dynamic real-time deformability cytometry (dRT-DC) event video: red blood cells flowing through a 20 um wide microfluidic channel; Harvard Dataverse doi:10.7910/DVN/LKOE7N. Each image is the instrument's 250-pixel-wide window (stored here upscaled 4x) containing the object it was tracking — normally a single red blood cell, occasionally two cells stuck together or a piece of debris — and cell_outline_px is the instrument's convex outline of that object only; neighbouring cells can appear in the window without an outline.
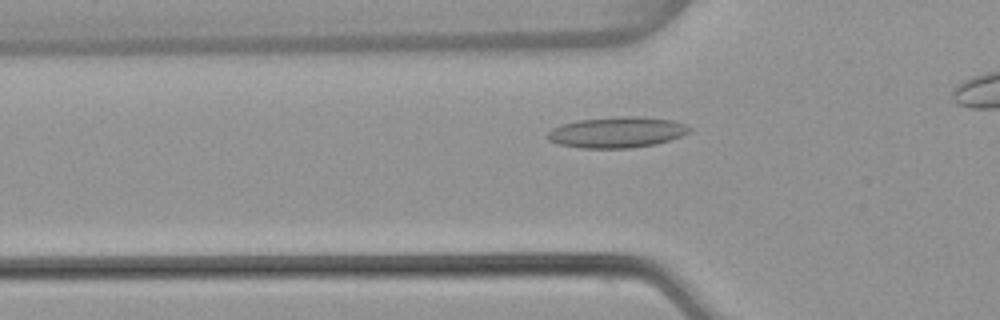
{"species": "common noctule bat (a hibernating species)", "species_latin": "Nyctalus noctula", "temperature_condition": "warm", "stored_images_in_passage": 30, "camera_frame_rate_fps": 3000, "um_per_image_px": 0.085, "animal": {"sex": "female", "body_mass_g": 22.7, "forearm_length_mm": 54.2}, "frame": {"image": 1, "passage_image": 4, "time_ms": 1.0, "image_size_px": [1000, 320], "cell_outline_px": [[692, 128], [688, 132], [680, 136], [656, 144], [632, 148], [580, 148], [560, 144], [548, 140], [544, 136], [552, 128], [560, 124], [580, 120], [620, 116], [640, 116], [672, 120], [684, 124]], "centroid_in_image_um": [52.4, 11.24], "position_along_channel_um": 73.4, "area_um2": 25.55}}
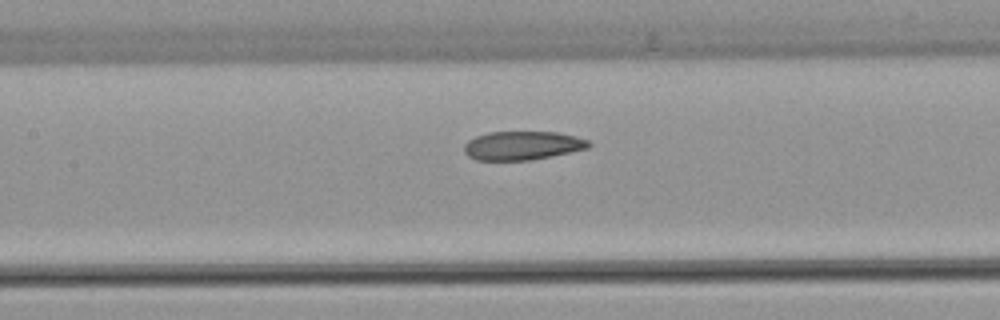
{"frame": {"image": 2, "passage_image": 11, "time_ms": 3.333, "image_size_px": [1000, 320], "cell_outline_px": [[592, 144], [588, 148], [532, 160], [476, 160], [468, 156], [464, 152], [464, 144], [468, 140], [476, 136], [488, 132], [556, 132], [576, 136], [588, 140]], "centroid_in_image_um": [44.39, 12.37], "position_along_channel_um": 163.0, "area_um2": 20.87}}
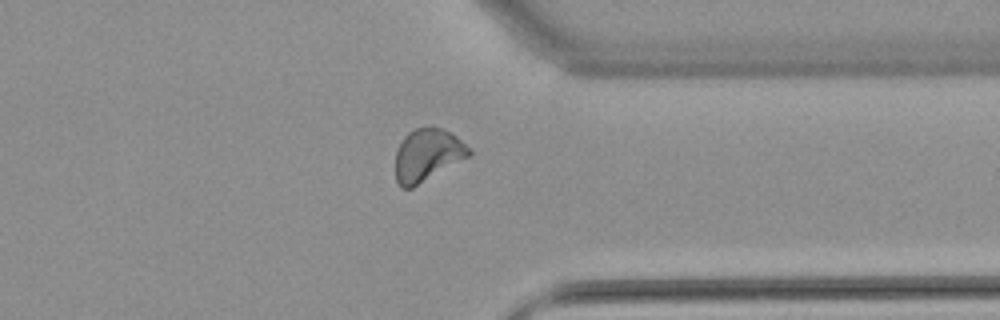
{"frame": {"image": 3, "passage_image": 28, "time_ms": 9.0, "image_size_px": [1000, 320], "cell_outline_px": [[472, 152], [468, 156], [412, 188], [400, 188], [396, 180], [396, 148], [404, 136], [408, 132], [416, 128], [440, 128], [456, 136]], "centroid_in_image_um": [36.27, 13.19], "position_along_channel_um": 375.1, "area_um2": 21.96}}